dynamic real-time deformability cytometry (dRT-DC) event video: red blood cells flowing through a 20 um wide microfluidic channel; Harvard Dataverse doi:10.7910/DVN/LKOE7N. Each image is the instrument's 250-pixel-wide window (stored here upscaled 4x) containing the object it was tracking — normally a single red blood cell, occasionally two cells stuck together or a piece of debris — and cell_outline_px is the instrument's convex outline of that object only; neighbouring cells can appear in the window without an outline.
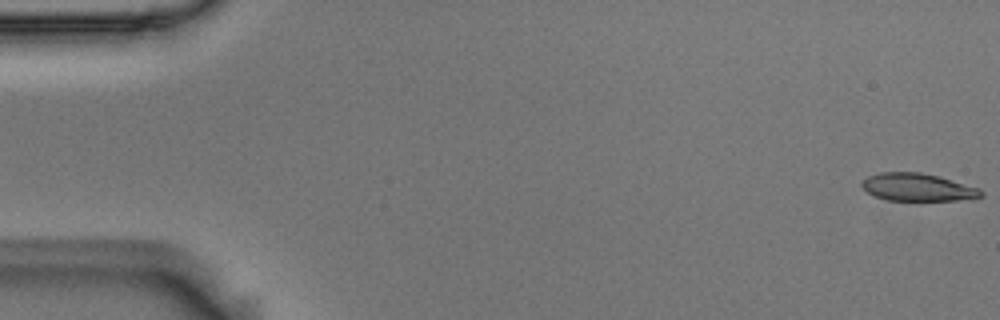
{"species": "Egyptian fruit bat (a non-hibernating species)", "species_latin": "Rousettus aegyptiacus", "temperature_condition": "room temperature", "stored_images_in_passage": 54, "camera_frame_rate_fps": 3000, "um_per_image_px": 0.085, "animal": {"sex": "male"}, "frame": {"image": 1, "passage_image": 1, "time_ms": 0.0, "image_size_px": [1000, 320], "cell_outline_px": [[984, 196], [956, 200], [888, 200], [872, 196], [860, 184], [868, 176], [880, 172], [920, 172], [936, 176], [980, 188], [984, 192]], "centroid_in_image_um": [77.98, 15.92], "position_along_channel_um": 7.0, "area_um2": 19.02}}
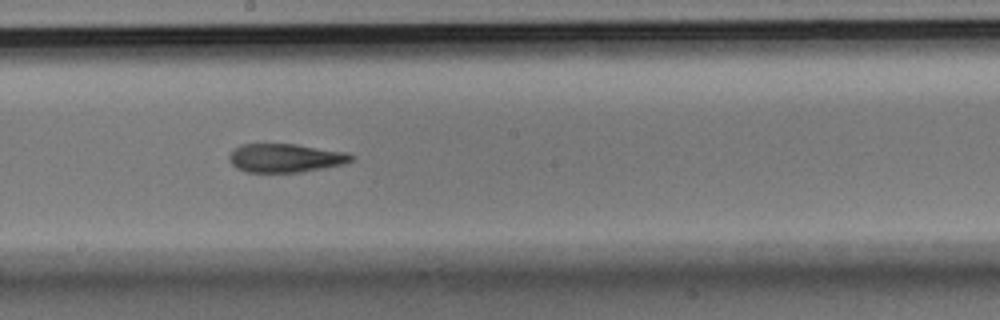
{"frame": {"image": 2, "passage_image": 30, "time_ms": 9.667, "image_size_px": [1000, 320], "cell_outline_px": [[356, 156], [352, 160], [344, 164], [324, 168], [300, 172], [244, 172], [236, 168], [228, 160], [228, 156], [232, 148], [240, 144], [296, 144], [348, 152]], "centroid_in_image_um": [24.24, 13.42], "position_along_channel_um": 224.0, "area_um2": 20.69}}
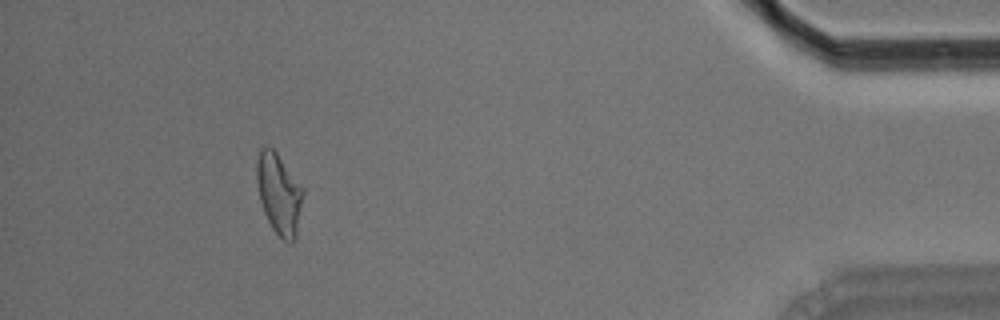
{"frame": {"image": 3, "passage_image": 50, "time_ms": 16.333, "image_size_px": [1000, 320], "cell_outline_px": [[304, 192], [296, 232], [292, 244], [288, 244], [272, 228], [264, 212], [260, 200], [256, 180], [256, 164], [260, 148], [264, 144], [272, 148], [276, 152], [304, 188]], "centroid_in_image_um": [23.7, 16.43], "position_along_channel_um": 411.5, "area_um2": 21.73}, "authors_computed_cell_mechanics": {"area_um2": 20.8947, "velocity_mm_per_s": 3.709, "shape_relaxation_time_tau1_ms": 8.6576, "shape_relaxation_time_tau2_ms": 3.258, "deformation_change_tau1": 0.2268, "deformation_change_tau2": 0.1214}}